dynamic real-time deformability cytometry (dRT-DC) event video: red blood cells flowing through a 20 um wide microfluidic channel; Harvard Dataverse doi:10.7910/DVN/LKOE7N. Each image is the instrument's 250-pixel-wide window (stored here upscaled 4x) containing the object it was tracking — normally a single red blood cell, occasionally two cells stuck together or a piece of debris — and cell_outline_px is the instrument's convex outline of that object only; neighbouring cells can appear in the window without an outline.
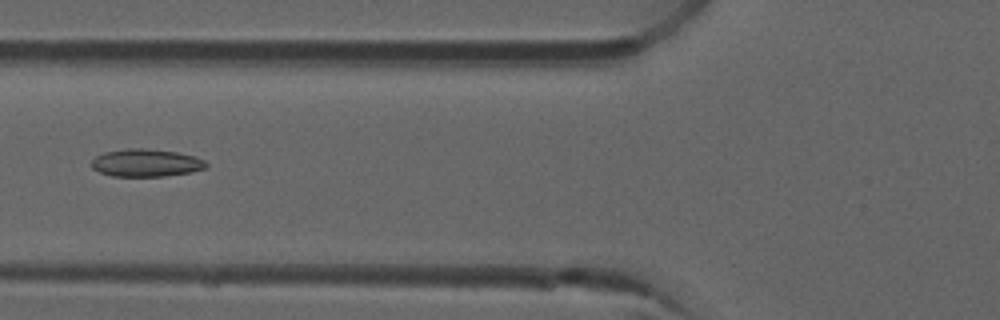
{"species": "common noctule bat (a hibernating species)", "species_latin": "Nyctalus noctula", "temperature_condition": "room temperature", "stored_images_in_passage": 6, "camera_frame_rate_fps": 3000, "um_per_image_px": 0.085, "animal": {"sex": "male", "forearm_length_mm": 52.5}, "frame": {"image": 1, "passage_image": 6, "time_ms": 1.667, "image_size_px": [1000, 320], "cell_outline_px": [[208, 164], [204, 168], [192, 172], [164, 176], [112, 176], [100, 172], [92, 168], [92, 160], [96, 156], [104, 152], [128, 148], [144, 148], [176, 152], [196, 156], [204, 160]], "centroid_in_image_um": [12.42, 13.84], "position_along_channel_um": 113.4, "area_um2": 18.44}}